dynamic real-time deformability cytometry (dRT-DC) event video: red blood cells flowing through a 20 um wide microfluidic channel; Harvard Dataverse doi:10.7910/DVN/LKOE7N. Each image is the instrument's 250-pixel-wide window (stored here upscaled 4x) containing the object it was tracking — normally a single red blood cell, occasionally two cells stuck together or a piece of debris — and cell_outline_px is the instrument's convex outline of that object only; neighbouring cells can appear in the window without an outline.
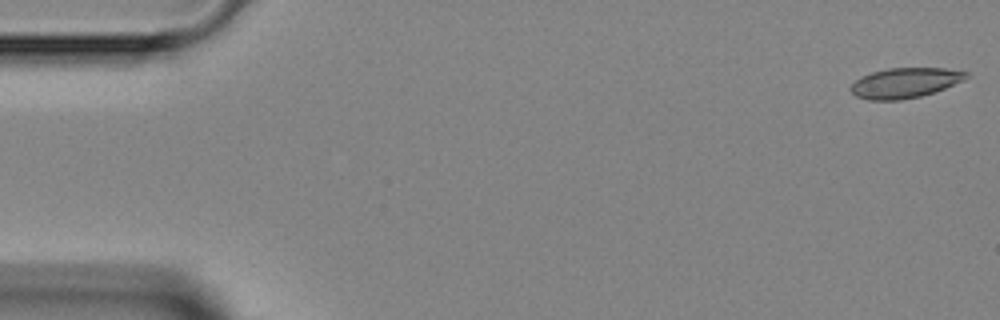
{"species": "Egyptian fruit bat (a non-hibernating species)", "species_latin": "Rousettus aegyptiacus", "temperature_condition": "room temperature", "stored_images_in_passage": 5, "camera_frame_rate_fps": 3000, "um_per_image_px": 0.085, "animal": {"sex": "female"}, "frame": {"image": 1, "passage_image": 1, "time_ms": 0.0, "image_size_px": [1000, 320], "cell_outline_px": [[968, 76], [964, 80], [944, 88], [920, 96], [900, 100], [868, 100], [856, 96], [852, 92], [852, 84], [856, 80], [872, 72], [888, 68], [944, 68], [968, 72]], "centroid_in_image_um": [76.93, 7.04], "position_along_channel_um": 8.1, "area_um2": 19.94}}
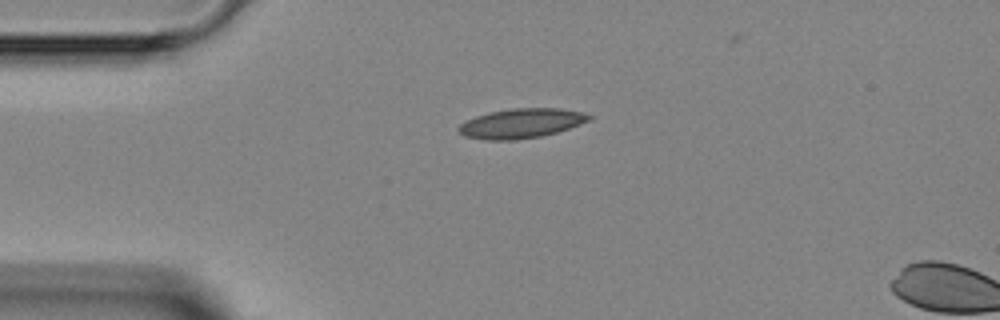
{"frame": {"image": 2, "passage_image": 4, "time_ms": 3.333, "image_size_px": [1000, 320], "cell_outline_px": [[592, 120], [556, 132], [540, 136], [516, 140], [484, 140], [464, 136], [456, 128], [460, 124], [476, 116], [488, 112], [512, 108], [560, 108], [580, 112], [592, 116]], "centroid_in_image_um": [44.28, 10.48], "position_along_channel_um": 40.7, "area_um2": 22.43}}